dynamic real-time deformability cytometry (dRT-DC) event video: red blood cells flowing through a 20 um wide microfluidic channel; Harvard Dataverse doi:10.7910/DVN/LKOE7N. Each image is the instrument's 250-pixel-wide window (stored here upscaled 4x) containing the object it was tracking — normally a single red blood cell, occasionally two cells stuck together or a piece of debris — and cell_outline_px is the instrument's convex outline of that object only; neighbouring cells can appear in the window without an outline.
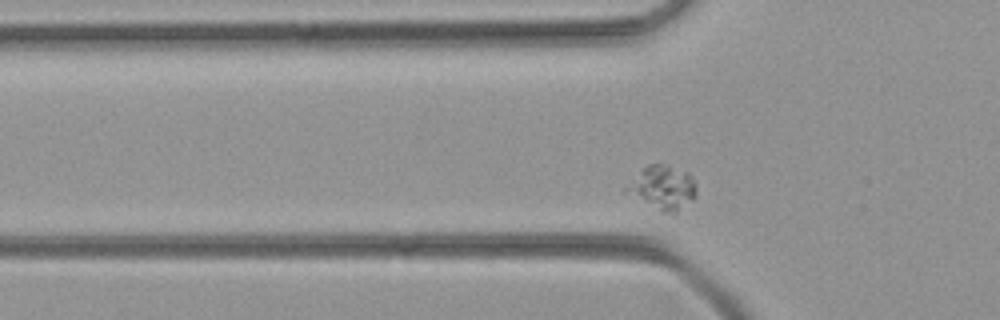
{"species": "common noctule bat (a hibernating species)", "species_latin": "Nyctalus noctula", "temperature_condition": "room temperature", "stored_images_in_passage": 40, "camera_frame_rate_fps": 3000, "um_per_image_px": 0.085, "animal": {"sex": "female", "body_mass_g": 21.9}, "frame": {"image": 1, "passage_image": 3, "time_ms": 0.667, "image_size_px": [1000, 320], "cell_outline_px": [[696, 196], [692, 200], [676, 212], [664, 212], [620, 192], [648, 164], [664, 164], [688, 172], [692, 176], [696, 184]], "centroid_in_image_um": [56.31, 15.95], "position_along_channel_um": 69.5, "area_um2": 17.8}}
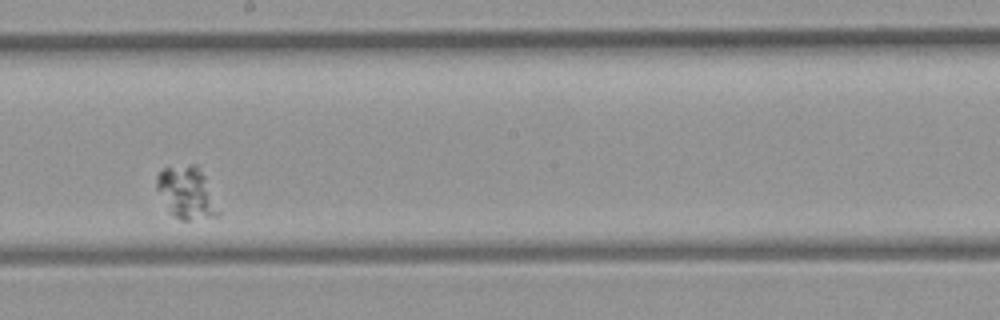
{"frame": {"image": 2, "passage_image": 16, "time_ms": 5.0, "image_size_px": [1000, 320], "cell_outline_px": [[220, 216], [188, 220], [180, 220], [168, 212], [156, 188], [156, 176], [164, 168], [192, 164], [196, 164], [204, 176], [220, 212]], "centroid_in_image_um": [15.84, 16.4], "position_along_channel_um": 232.4, "area_um2": 18.67}}
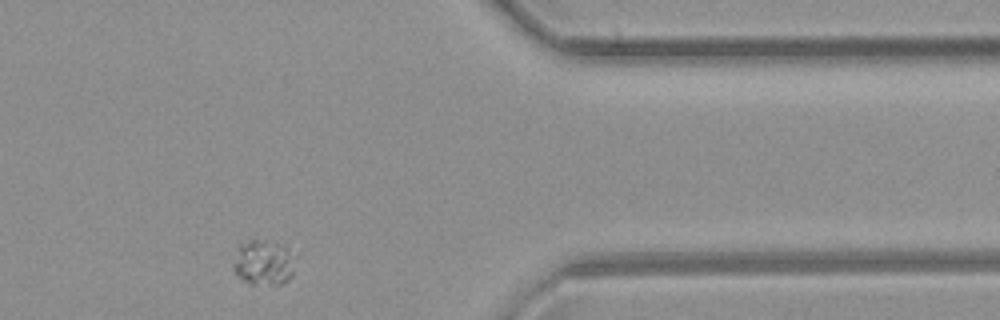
{"frame": {"image": 3, "passage_image": 30, "time_ms": 9.667, "image_size_px": [1000, 320], "cell_outline_px": [[292, 276], [288, 280], [280, 284], [252, 284], [236, 276], [232, 268], [232, 264], [240, 244], [248, 240], [264, 240], [280, 244], [284, 248], [288, 256], [292, 272]], "centroid_in_image_um": [22.28, 22.34], "position_along_channel_um": 389.1, "area_um2": 15.61}}